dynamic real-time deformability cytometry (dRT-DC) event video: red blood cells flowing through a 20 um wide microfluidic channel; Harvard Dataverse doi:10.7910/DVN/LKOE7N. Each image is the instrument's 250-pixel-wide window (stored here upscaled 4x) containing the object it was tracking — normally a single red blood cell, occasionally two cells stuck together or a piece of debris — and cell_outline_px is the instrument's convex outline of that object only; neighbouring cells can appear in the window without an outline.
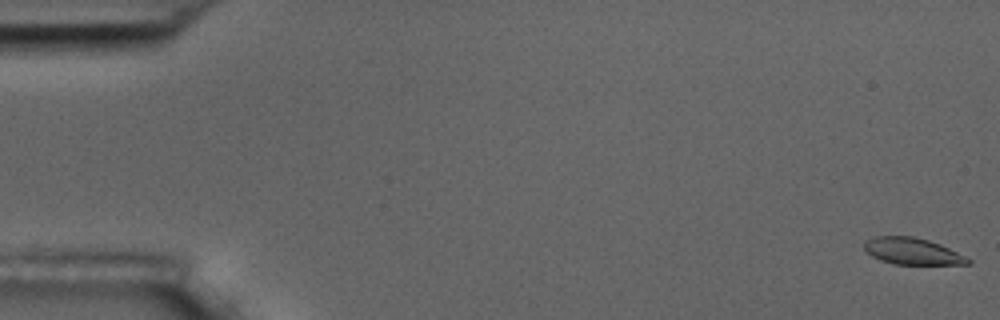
{"species": "common noctule bat (a hibernating species)", "species_latin": "Nyctalus noctula", "temperature_condition": "room temperature", "stored_images_in_passage": 7, "camera_frame_rate_fps": 3000, "um_per_image_px": 0.085, "animal": {"sex": "male", "body_mass_g": 17.5, "forearm_length_mm": 52.3}, "frame": {"image": 1, "passage_image": 1, "time_ms": 0.0, "image_size_px": [1000, 320], "cell_outline_px": [[972, 264], [896, 264], [880, 260], [872, 256], [864, 248], [864, 240], [872, 236], [912, 236], [928, 240], [940, 244], [972, 260]], "centroid_in_image_um": [77.52, 21.34], "position_along_channel_um": 7.5, "area_um2": 16.01}}